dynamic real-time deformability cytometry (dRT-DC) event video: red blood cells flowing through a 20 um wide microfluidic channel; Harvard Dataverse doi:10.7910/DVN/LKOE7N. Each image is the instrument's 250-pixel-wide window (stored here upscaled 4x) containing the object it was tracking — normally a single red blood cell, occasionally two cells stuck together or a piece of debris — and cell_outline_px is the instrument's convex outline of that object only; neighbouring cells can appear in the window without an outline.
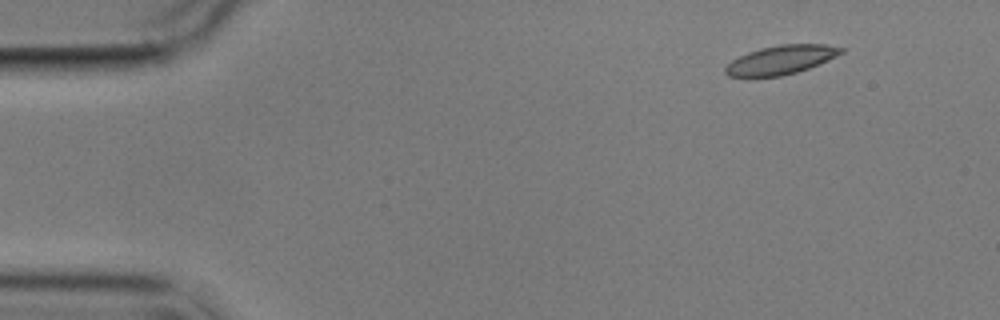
{"species": "common noctule bat (a hibernating species)", "species_latin": "Nyctalus noctula", "temperature_condition": "cold", "stored_images_in_passage": 6, "camera_frame_rate_fps": 3000, "um_per_image_px": 0.085, "animal": {"sex": "male", "body_mass_g": 17.9}, "frame": {"image": 1, "passage_image": 6, "time_ms": 6.0, "image_size_px": [1000, 320], "cell_outline_px": [[844, 52], [836, 56], [808, 68], [796, 72], [780, 76], [728, 76], [724, 72], [724, 68], [732, 60], [748, 52], [760, 48], [780, 44], [824, 44], [844, 48]], "centroid_in_image_um": [66.38, 5.07], "position_along_channel_um": 18.6, "area_um2": 19.19}}